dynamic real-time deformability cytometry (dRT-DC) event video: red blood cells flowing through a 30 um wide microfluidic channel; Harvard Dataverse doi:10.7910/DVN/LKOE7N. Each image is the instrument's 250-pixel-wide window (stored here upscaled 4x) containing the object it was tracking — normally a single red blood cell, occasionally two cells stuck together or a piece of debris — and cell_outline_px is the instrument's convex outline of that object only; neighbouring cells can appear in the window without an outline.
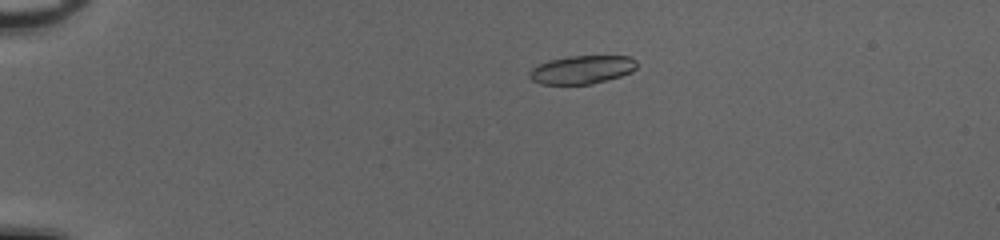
{"species": "common noctule bat (a hibernating species)", "species_latin": "Nyctalus noctula", "temperature_condition": "cold", "stored_images_in_passage": 54, "camera_frame_rate_fps": 3000, "um_per_image_px": 0.085, "animal": {"sex": "female", "body_mass_g": 20.0, "forearm_length_mm": 54.0}, "frame": {"image": 1, "passage_image": 14, "time_ms": 4.333, "image_size_px": [1000, 240], "cell_outline_px": [[636, 68], [632, 72], [608, 80], [592, 84], [540, 84], [532, 80], [528, 76], [528, 72], [532, 68], [548, 60], [568, 56], [628, 56], [636, 60]], "centroid_in_image_um": [49.45, 5.92], "position_along_channel_um": 35.5, "area_um2": 17.8}}
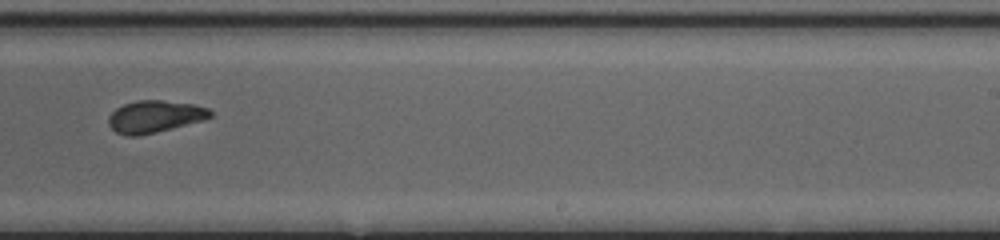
{"frame": {"image": 2, "passage_image": 37, "time_ms": 12.0, "image_size_px": [1000, 240], "cell_outline_px": [[212, 116], [204, 120], [140, 136], [124, 136], [116, 132], [108, 124], [108, 116], [116, 108], [124, 104], [136, 100], [160, 100], [196, 104], [208, 108], [212, 112]], "centroid_in_image_um": [13.15, 9.91], "position_along_channel_um": 275.9, "area_um2": 19.19}}
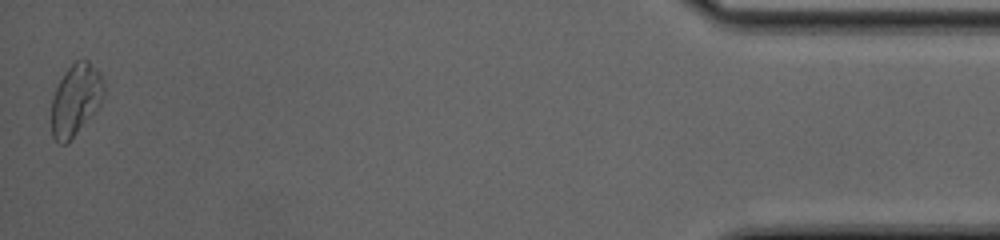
{"frame": {"image": 3, "passage_image": 54, "time_ms": 17.667, "image_size_px": [1000, 240], "cell_outline_px": [[104, 96], [100, 104], [68, 144], [60, 144], [52, 136], [52, 96], [64, 72], [76, 60], [88, 60], [100, 72], [104, 84]], "centroid_in_image_um": [6.43, 8.47], "position_along_channel_um": 428.8, "area_um2": 21.79}, "authors_computed_cell_mechanics": {"area_um2": 18.9295, "velocity_mm_per_s": 4.0607, "shape_relaxation_time_tau1_ms": 10.7274, "shape_relaxation_time_tau2_ms": 1.8649, "deformation_change_tau1": 0.2035, "deformation_change_tau2": 0.0734}}